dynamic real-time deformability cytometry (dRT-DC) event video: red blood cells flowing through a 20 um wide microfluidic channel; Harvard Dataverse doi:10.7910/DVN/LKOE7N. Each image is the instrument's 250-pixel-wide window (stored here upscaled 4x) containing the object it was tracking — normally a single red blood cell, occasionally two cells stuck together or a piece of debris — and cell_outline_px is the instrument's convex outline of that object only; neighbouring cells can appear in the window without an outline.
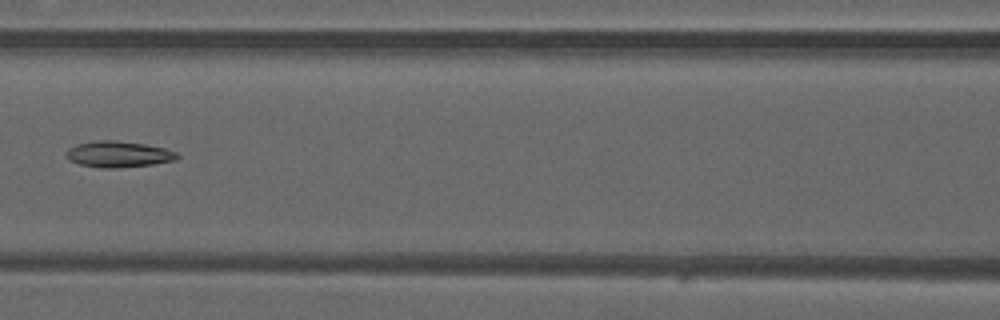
{"species": "common noctule bat (a hibernating species)", "species_latin": "Nyctalus noctula", "temperature_condition": "warm", "stored_images_in_passage": 6, "camera_frame_rate_fps": 3000, "um_per_image_px": 0.085, "animal": {"sex": "male", "forearm_length_mm": 52.5}, "frame": {"image": 1, "passage_image": 5, "time_ms": 1.333, "image_size_px": [1000, 320], "cell_outline_px": [[180, 156], [176, 160], [152, 164], [116, 168], [100, 168], [80, 164], [68, 160], [68, 148], [76, 144], [92, 140], [116, 140], [144, 144], [164, 148], [176, 152]], "centroid_in_image_um": [10.06, 13.1], "position_along_channel_um": 156.5, "area_um2": 16.88}}
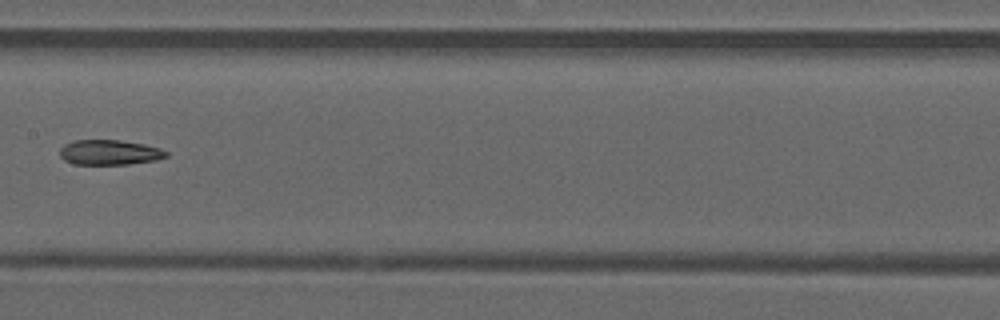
{"frame": {"image": 2, "passage_image": 6, "time_ms": 1.667, "image_size_px": [1000, 320], "cell_outline_px": [[168, 156], [156, 160], [128, 164], [72, 164], [64, 160], [60, 156], [60, 148], [64, 144], [72, 140], [120, 140], [144, 144], [160, 148], [168, 152]], "centroid_in_image_um": [9.29, 12.95], "position_along_channel_um": 198.1, "area_um2": 15.61}}